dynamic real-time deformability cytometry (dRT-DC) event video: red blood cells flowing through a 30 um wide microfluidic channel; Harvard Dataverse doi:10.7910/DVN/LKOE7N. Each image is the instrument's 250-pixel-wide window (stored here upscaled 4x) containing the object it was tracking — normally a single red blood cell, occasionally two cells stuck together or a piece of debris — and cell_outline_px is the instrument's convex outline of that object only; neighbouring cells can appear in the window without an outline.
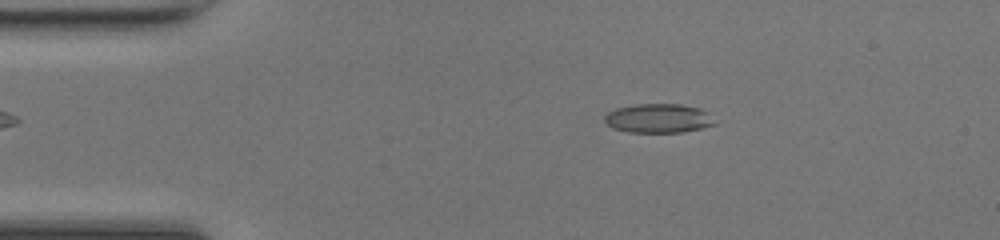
{"species": "common noctule bat (a hibernating species)", "species_latin": "Nyctalus noctula", "temperature_condition": "room temperature", "stored_images_in_passage": 48, "camera_frame_rate_fps": 3000, "um_per_image_px": 0.085, "animal": {"sex": "female", "body_mass_g": 17.0, "forearm_length_mm": 48.0}, "frame": {"image": 1, "passage_image": 9, "time_ms": 2.667, "image_size_px": [1000, 240], "cell_outline_px": [[716, 124], [684, 132], [628, 132], [612, 128], [604, 120], [604, 116], [608, 112], [616, 108], [636, 104], [680, 104], [700, 108], [708, 112]], "centroid_in_image_um": [55.95, 10.05], "position_along_channel_um": 29.0, "area_um2": 18.67}}
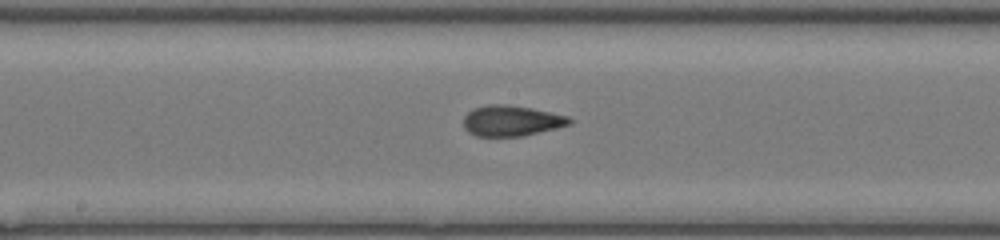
{"frame": {"image": 2, "passage_image": 25, "time_ms": 8.0, "image_size_px": [1000, 240], "cell_outline_px": [[572, 124], [524, 136], [476, 136], [468, 132], [464, 128], [464, 116], [468, 112], [476, 108], [496, 104], [532, 108], [568, 116], [572, 120]], "centroid_in_image_um": [43.49, 10.28], "position_along_channel_um": 204.7, "area_um2": 18.67}}
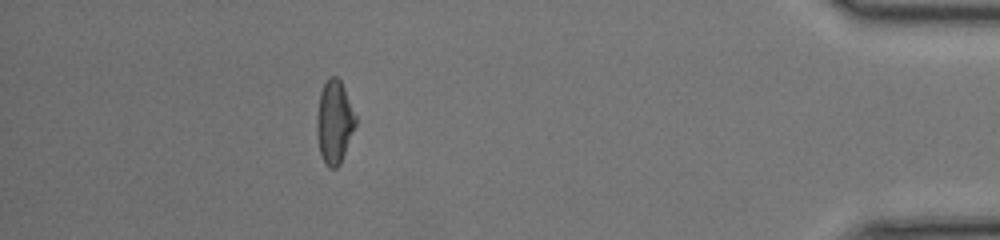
{"frame": {"image": 3, "passage_image": 43, "time_ms": 14.0, "image_size_px": [1000, 240], "cell_outline_px": [[356, 124], [340, 164], [336, 168], [328, 168], [324, 164], [320, 152], [316, 132], [316, 120], [320, 92], [324, 84], [332, 76], [336, 76], [340, 80], [344, 88], [356, 116]], "centroid_in_image_um": [28.41, 10.4], "position_along_channel_um": 406.8, "area_um2": 18.67}, "authors_computed_cell_mechanics": {"area_um2": 18.5827, "velocity_mm_per_s": 4.3147, "shape_relaxation_time_tau1_ms": null, "shape_relaxation_time_tau2_ms": 1.1973, "deformation_change_tau1": null, "deformation_change_tau2": 0.085}}